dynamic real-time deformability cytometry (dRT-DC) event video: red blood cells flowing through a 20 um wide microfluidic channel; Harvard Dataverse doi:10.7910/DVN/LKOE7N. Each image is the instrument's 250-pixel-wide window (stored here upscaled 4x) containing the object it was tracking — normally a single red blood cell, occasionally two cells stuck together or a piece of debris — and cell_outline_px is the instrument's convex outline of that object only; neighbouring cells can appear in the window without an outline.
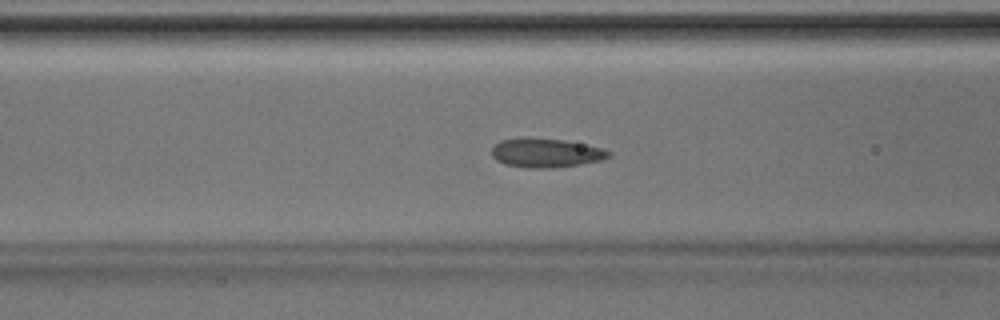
{"species": "Egyptian fruit bat (a non-hibernating species)", "species_latin": "Rousettus aegyptiacus", "temperature_condition": "room temperature", "stored_images_in_passage": 47, "camera_frame_rate_fps": 3000, "um_per_image_px": 0.085, "animal": {"sex": "male"}, "frame": {"image": 1, "passage_image": 18, "time_ms": 5.667, "image_size_px": [1000, 320], "cell_outline_px": [[612, 156], [600, 160], [580, 164], [552, 168], [528, 168], [504, 164], [496, 160], [492, 156], [492, 148], [500, 140], [520, 136], [528, 136], [564, 140], [600, 148], [612, 152]], "centroid_in_image_um": [46.35, 12.98], "position_along_channel_um": 120.3, "area_um2": 20.06}}
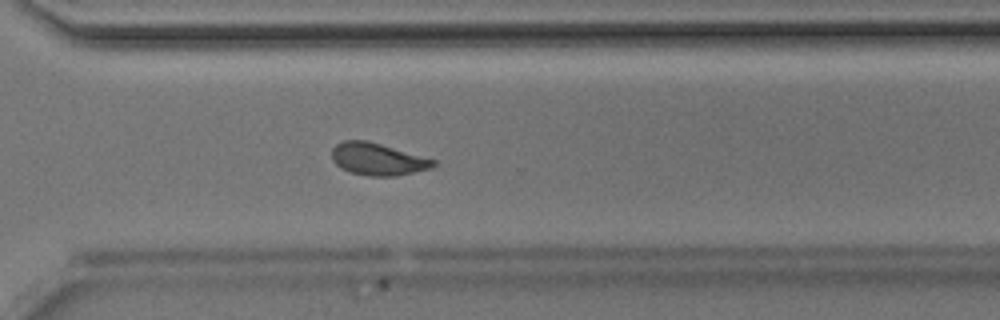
{"frame": {"image": 2, "passage_image": 33, "time_ms": 10.667, "image_size_px": [1000, 320], "cell_outline_px": [[436, 164], [432, 168], [396, 176], [368, 176], [348, 172], [340, 168], [332, 160], [332, 148], [336, 144], [344, 140], [368, 140], [436, 160]], "centroid_in_image_um": [32.08, 13.53], "position_along_channel_um": 338.5, "area_um2": 19.19}}
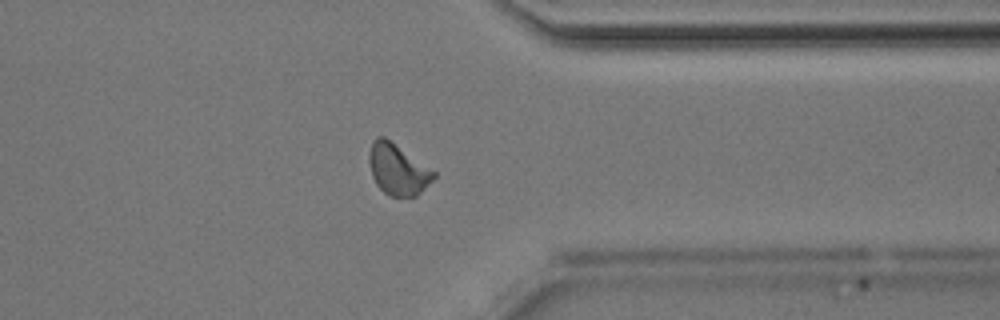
{"frame": {"image": 3, "passage_image": 36, "time_ms": 11.667, "image_size_px": [1000, 320], "cell_outline_px": [[436, 176], [416, 196], [388, 196], [376, 184], [372, 176], [368, 160], [368, 156], [372, 140], [376, 136], [384, 136], [436, 172]], "centroid_in_image_um": [33.77, 14.38], "position_along_channel_um": 377.6, "area_um2": 19.07}}